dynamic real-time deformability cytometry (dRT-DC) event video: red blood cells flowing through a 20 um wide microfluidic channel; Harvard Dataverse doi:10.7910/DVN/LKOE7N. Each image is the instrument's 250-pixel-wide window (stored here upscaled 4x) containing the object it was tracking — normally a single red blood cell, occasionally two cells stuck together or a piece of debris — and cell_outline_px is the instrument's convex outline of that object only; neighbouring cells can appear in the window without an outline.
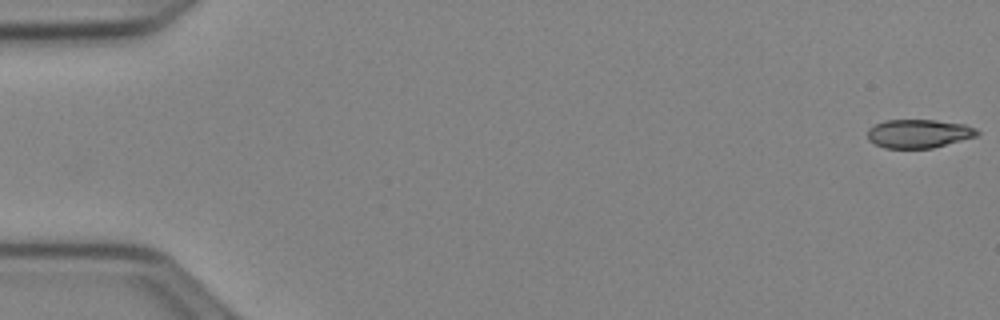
{"species": "Egyptian fruit bat (a non-hibernating species)", "species_latin": "Rousettus aegyptiacus", "temperature_condition": "cold", "stored_images_in_passage": 52, "camera_frame_rate_fps": 3000, "um_per_image_px": 0.085, "animal": {"sex": "female"}, "frame": {"image": 1, "passage_image": 1, "time_ms": 0.0, "image_size_px": [1000, 320], "cell_outline_px": [[980, 132], [976, 136], [932, 148], [884, 148], [868, 140], [868, 128], [884, 120], [936, 120], [964, 124], [976, 128]], "centroid_in_image_um": [78.08, 11.35], "position_along_channel_um": 6.9, "area_um2": 18.21}}
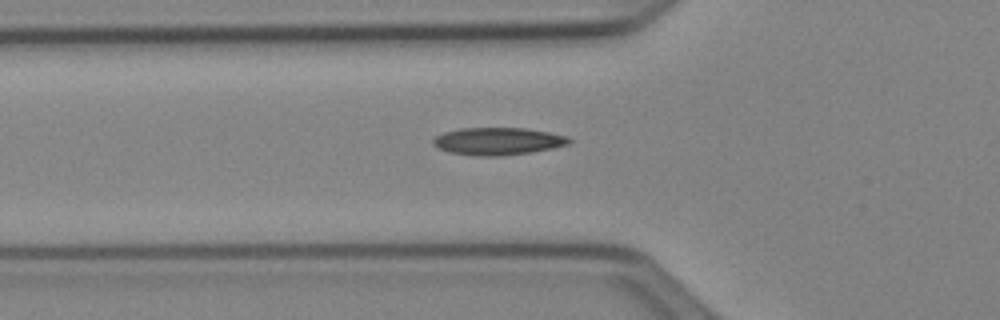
{"frame": {"image": 2, "passage_image": 19, "time_ms": 6.0, "image_size_px": [1000, 320], "cell_outline_px": [[572, 140], [568, 144], [552, 148], [532, 152], [500, 156], [476, 156], [448, 152], [432, 144], [432, 140], [436, 136], [444, 132], [460, 128], [524, 128], [548, 132], [568, 136]], "centroid_in_image_um": [42.31, 12.0], "position_along_channel_um": 83.5, "area_um2": 21.73}}
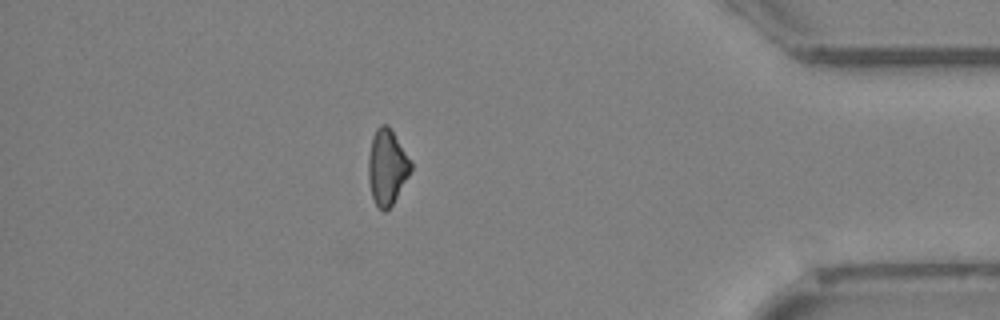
{"frame": {"image": 3, "passage_image": 46, "time_ms": 15.0, "image_size_px": [1000, 320], "cell_outline_px": [[412, 168], [408, 176], [392, 204], [384, 212], [376, 204], [372, 196], [368, 180], [368, 156], [372, 136], [376, 128], [380, 124], [388, 124], [412, 164]], "centroid_in_image_um": [32.86, 14.17], "position_along_channel_um": 402.3, "area_um2": 18.38}, "authors_computed_cell_mechanics": {"area_um2": 19.6231, "velocity_mm_per_s": 3.9637, "shape_relaxation_time_tau1_ms": 7.0825, "shape_relaxation_time_tau2_ms": 9.5628, "deformation_change_tau1": 0.1342, "deformation_change_tau2": 0.1783}}